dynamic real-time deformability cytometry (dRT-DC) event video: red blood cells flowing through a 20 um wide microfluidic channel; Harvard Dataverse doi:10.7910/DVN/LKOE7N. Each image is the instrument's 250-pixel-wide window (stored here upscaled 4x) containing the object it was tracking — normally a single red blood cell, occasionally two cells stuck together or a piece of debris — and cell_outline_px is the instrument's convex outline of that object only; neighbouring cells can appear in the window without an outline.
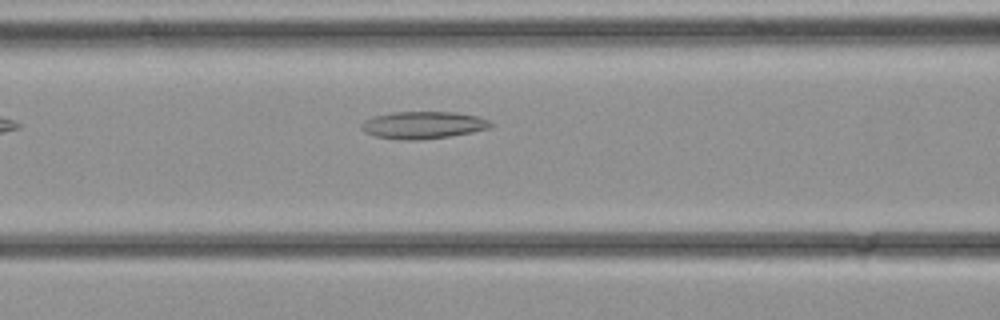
{"species": "common noctule bat (a hibernating species)", "species_latin": "Nyctalus noctula", "temperature_condition": "cold", "stored_images_in_passage": 20, "camera_frame_rate_fps": 3000, "um_per_image_px": 0.085, "animal": {"sex": "female", "body_mass_g": 21.9}, "frame": {"image": 1, "passage_image": 4, "time_ms": 1.0, "image_size_px": [1000, 320], "cell_outline_px": [[492, 124], [488, 128], [472, 132], [448, 136], [420, 140], [400, 140], [376, 136], [364, 132], [360, 128], [360, 124], [364, 120], [372, 116], [392, 112], [456, 112], [476, 116], [488, 120]], "centroid_in_image_um": [35.89, 10.63], "position_along_channel_um": 130.7, "area_um2": 20.52}}
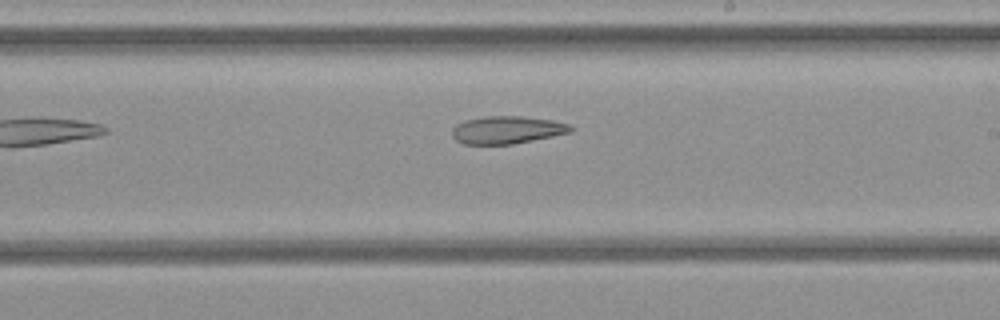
{"frame": {"image": 2, "passage_image": 10, "time_ms": 3.0, "image_size_px": [1000, 320], "cell_outline_px": [[572, 132], [512, 144], [464, 144], [456, 140], [452, 136], [452, 128], [456, 124], [464, 120], [484, 116], [524, 116], [552, 120], [568, 124], [572, 128]], "centroid_in_image_um": [43.06, 11.03], "position_along_channel_um": 245.9, "area_um2": 19.07}}
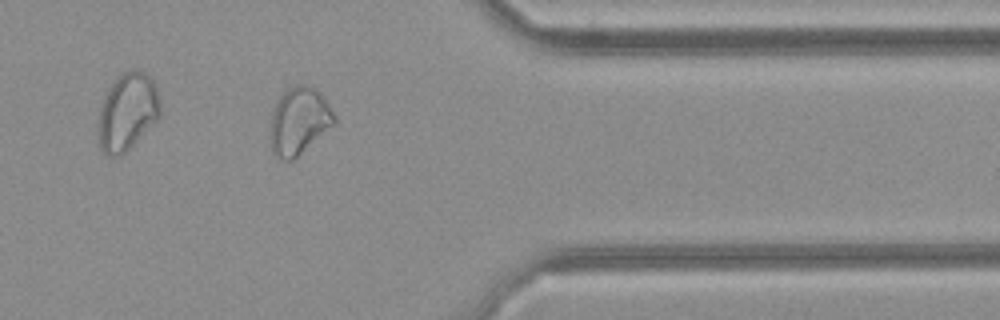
{"frame": {"image": 3, "passage_image": 18, "time_ms": 5.667, "image_size_px": [1000, 320], "cell_outline_px": [[336, 124], [292, 160], [280, 160], [272, 152], [272, 112], [276, 100], [288, 88], [296, 84], [312, 84], [320, 92], [336, 116]], "centroid_in_image_um": [25.45, 10.24], "position_along_channel_um": 385.9, "area_um2": 25.03}}